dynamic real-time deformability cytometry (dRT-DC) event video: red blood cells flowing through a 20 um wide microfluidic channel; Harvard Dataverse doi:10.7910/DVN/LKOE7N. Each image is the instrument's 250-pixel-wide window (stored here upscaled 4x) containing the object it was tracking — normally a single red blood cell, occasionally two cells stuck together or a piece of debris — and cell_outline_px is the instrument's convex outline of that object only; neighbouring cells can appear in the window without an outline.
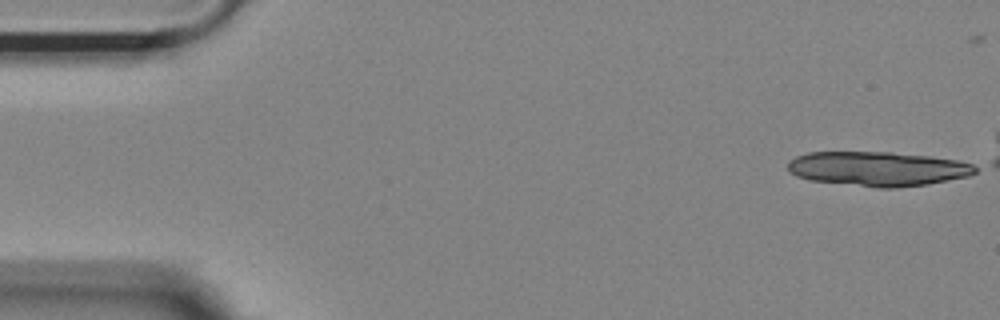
{"species": "Egyptian fruit bat (a non-hibernating species)", "species_latin": "Rousettus aegyptiacus", "temperature_condition": "room temperature", "stored_images_in_passage": 14, "camera_frame_rate_fps": 3000, "um_per_image_px": 0.085, "animal": {"sex": "female"}, "frame": {"image": 1, "passage_image": 1, "time_ms": 0.0, "image_size_px": [1000, 320], "cell_outline_px": [[976, 172], [968, 176], [928, 184], [896, 188], [876, 188], [808, 180], [796, 176], [788, 172], [788, 160], [796, 156], [808, 152], [892, 152], [928, 156], [956, 160], [972, 164], [976, 168]], "centroid_in_image_um": [74.55, 14.35], "position_along_channel_um": 10.4, "area_um2": 37.86}}